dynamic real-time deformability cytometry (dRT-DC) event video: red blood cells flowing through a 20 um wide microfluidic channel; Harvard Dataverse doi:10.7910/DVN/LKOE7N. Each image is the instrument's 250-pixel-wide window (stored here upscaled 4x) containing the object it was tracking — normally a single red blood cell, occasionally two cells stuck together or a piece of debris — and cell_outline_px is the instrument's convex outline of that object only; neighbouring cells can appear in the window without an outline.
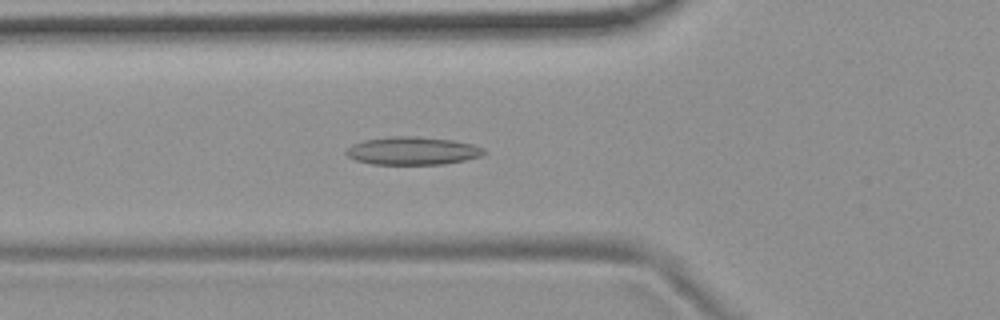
{"species": "common noctule bat (a hibernating species)", "species_latin": "Nyctalus noctula", "temperature_condition": "room temperature", "stored_images_in_passage": 54, "camera_frame_rate_fps": 3000, "um_per_image_px": 0.085, "animal": {"sex": "female", "body_mass_g": 19.9}, "frame": {"image": 1, "passage_image": 19, "time_ms": 6.0, "image_size_px": [1000, 320], "cell_outline_px": [[488, 152], [484, 156], [444, 164], [372, 164], [356, 160], [348, 156], [344, 152], [352, 144], [364, 140], [392, 136], [416, 136], [452, 140], [472, 144], [484, 148]], "centroid_in_image_um": [35.1, 12.82], "position_along_channel_um": 90.7, "area_um2": 22.54}}
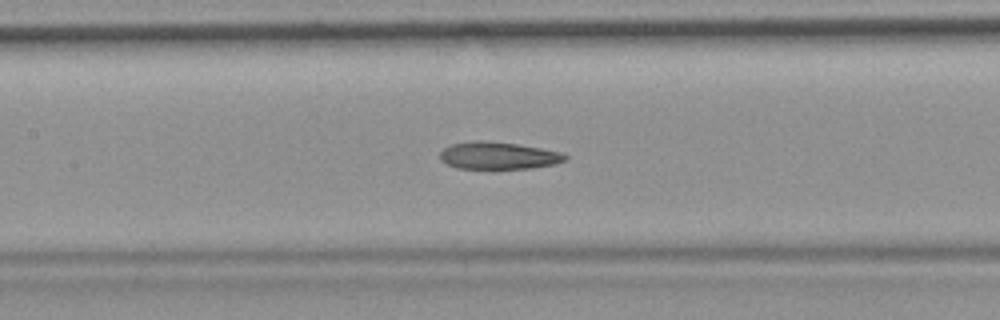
{"frame": {"image": 2, "passage_image": 25, "time_ms": 8.0, "image_size_px": [1000, 320], "cell_outline_px": [[568, 160], [556, 164], [532, 168], [456, 168], [440, 160], [440, 152], [444, 148], [452, 144], [476, 140], [484, 140], [516, 144], [564, 152], [568, 156]], "centroid_in_image_um": [42.4, 13.22], "position_along_channel_um": 165.0, "area_um2": 19.94}}
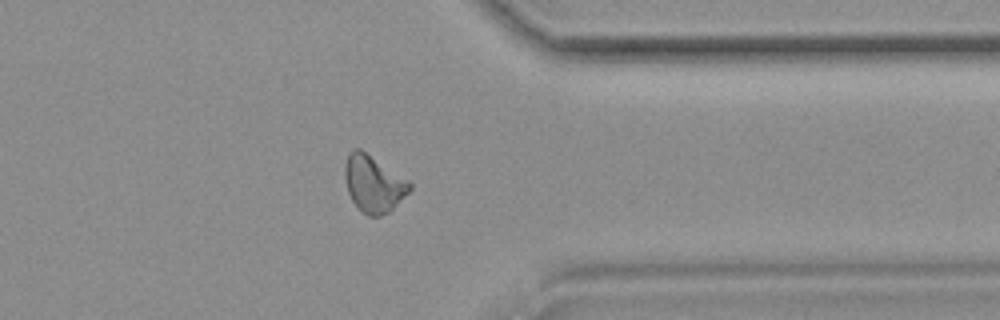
{"frame": {"image": 3, "passage_image": 43, "time_ms": 14.0, "image_size_px": [1000, 320], "cell_outline_px": [[412, 188], [388, 212], [380, 216], [368, 216], [352, 200], [348, 192], [344, 176], [344, 164], [348, 152], [352, 148], [360, 148], [408, 180], [412, 184]], "centroid_in_image_um": [31.72, 15.58], "position_along_channel_um": 379.7, "area_um2": 21.21}, "authors_computed_cell_mechanics": {"area_um2": 21.0681, "velocity_mm_per_s": 3.6919, "shape_relaxation_time_tau1_ms": null, "shape_relaxation_time_tau2_ms": 3.4001, "deformation_change_tau1": null, "deformation_change_tau2": 0.1163}}